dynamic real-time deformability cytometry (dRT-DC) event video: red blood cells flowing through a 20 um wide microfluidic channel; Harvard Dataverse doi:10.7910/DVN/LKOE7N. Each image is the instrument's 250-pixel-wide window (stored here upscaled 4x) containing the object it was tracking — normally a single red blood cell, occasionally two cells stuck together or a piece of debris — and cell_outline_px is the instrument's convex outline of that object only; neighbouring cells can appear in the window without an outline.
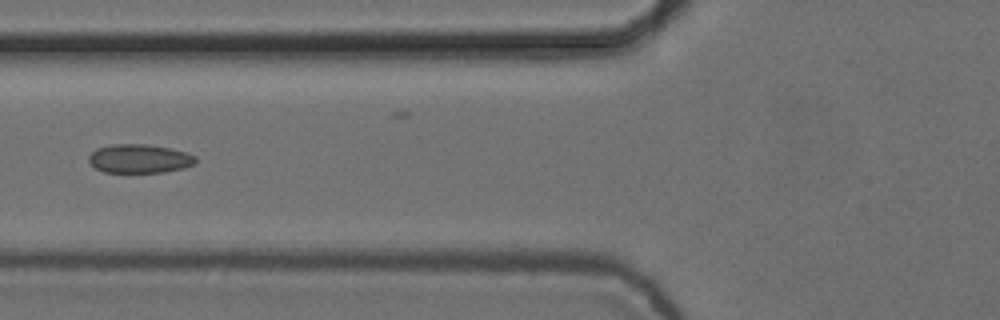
{"species": "common noctule bat (a hibernating species)", "species_latin": "Nyctalus noctula", "temperature_condition": "cold", "stored_images_in_passage": 6, "camera_frame_rate_fps": 3000, "um_per_image_px": 0.085, "animal": {"sex": "female", "body_mass_g": 24.6, "forearm_length_mm": 56.2}, "frame": {"image": 1, "passage_image": 5, "time_ms": 1.333, "image_size_px": [1000, 320], "cell_outline_px": [[196, 164], [184, 168], [164, 172], [104, 172], [96, 168], [88, 160], [88, 156], [96, 148], [112, 144], [144, 144], [168, 148], [184, 152], [196, 156]], "centroid_in_image_um": [11.85, 13.49], "position_along_channel_um": 114.0, "area_um2": 17.86}}